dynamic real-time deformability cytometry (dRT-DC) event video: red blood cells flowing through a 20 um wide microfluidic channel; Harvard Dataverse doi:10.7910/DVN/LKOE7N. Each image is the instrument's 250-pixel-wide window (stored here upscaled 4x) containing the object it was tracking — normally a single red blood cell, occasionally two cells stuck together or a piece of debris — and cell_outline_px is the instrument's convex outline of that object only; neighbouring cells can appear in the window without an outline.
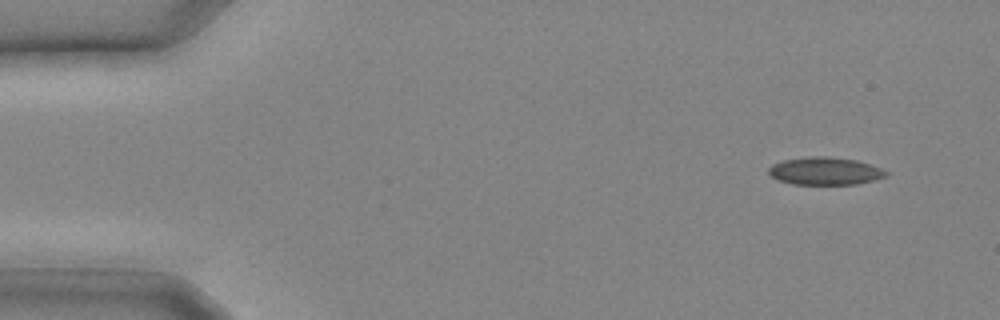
{"species": "common noctule bat (a hibernating species)", "species_latin": "Nyctalus noctula", "temperature_condition": "cold", "stored_images_in_passage": 5, "camera_frame_rate_fps": 3000, "um_per_image_px": 0.085, "animal": {"sex": "male", "body_mass_g": 20.4}, "frame": {"image": 1, "passage_image": 1, "time_ms": 0.0, "image_size_px": [1000, 320], "cell_outline_px": [[888, 176], [856, 184], [792, 184], [776, 180], [768, 172], [768, 168], [772, 164], [784, 160], [808, 156], [824, 156], [856, 160], [880, 168], [888, 172]], "centroid_in_image_um": [70.09, 14.54], "position_along_channel_um": 14.9, "area_um2": 18.84}}